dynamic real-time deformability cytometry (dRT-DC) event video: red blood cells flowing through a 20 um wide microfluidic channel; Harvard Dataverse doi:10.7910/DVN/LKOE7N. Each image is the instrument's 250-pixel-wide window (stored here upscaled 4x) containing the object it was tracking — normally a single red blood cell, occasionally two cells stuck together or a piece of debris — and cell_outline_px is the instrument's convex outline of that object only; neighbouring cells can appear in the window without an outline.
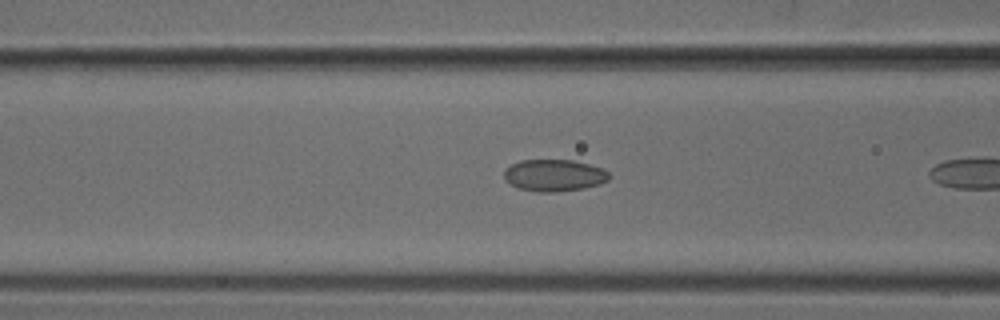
{"species": "common noctule bat (a hibernating species)", "species_latin": "Nyctalus noctula", "temperature_condition": "cold", "stored_images_in_passage": 9, "camera_frame_rate_fps": 3000, "um_per_image_px": 0.085, "animal": {"sex": "male", "body_mass_g": 18.8}, "frame": {"image": 1, "passage_image": 8, "time_ms": 2.333, "image_size_px": [1000, 320], "cell_outline_px": [[608, 180], [600, 184], [584, 188], [556, 192], [536, 192], [516, 188], [504, 180], [504, 172], [512, 164], [520, 160], [572, 160], [588, 164], [600, 168], [608, 172]], "centroid_in_image_um": [47.06, 14.92], "position_along_channel_um": 119.5, "area_um2": 19.48}}